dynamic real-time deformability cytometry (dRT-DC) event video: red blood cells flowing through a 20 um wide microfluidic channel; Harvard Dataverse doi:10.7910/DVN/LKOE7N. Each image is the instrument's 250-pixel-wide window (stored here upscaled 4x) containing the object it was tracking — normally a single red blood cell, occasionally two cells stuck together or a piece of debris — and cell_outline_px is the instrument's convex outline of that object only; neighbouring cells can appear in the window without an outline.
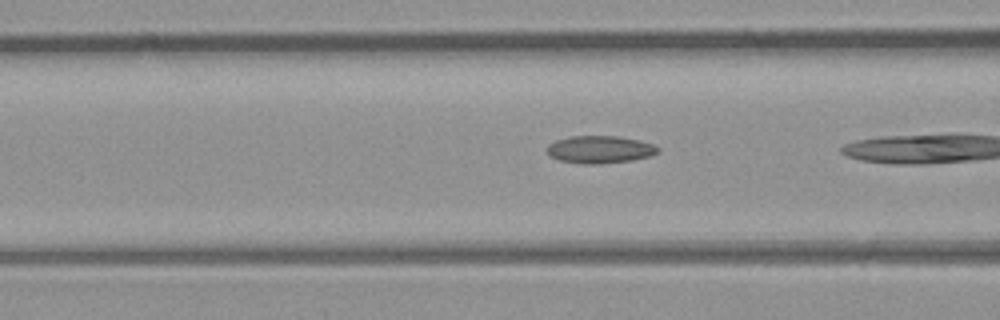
{"species": "common noctule bat (a hibernating species)", "species_latin": "Nyctalus noctula", "temperature_condition": "room temperature", "stored_images_in_passage": 9, "camera_frame_rate_fps": 3000, "um_per_image_px": 0.085, "animal": {"sex": "male", "body_mass_g": 23.1, "forearm_length_mm": 52.7}, "frame": {"image": 1, "passage_image": 8, "time_ms": 2.333, "image_size_px": [1000, 320], "cell_outline_px": [[660, 148], [652, 156], [632, 160], [600, 164], [584, 164], [560, 160], [548, 156], [548, 144], [556, 140], [568, 136], [616, 136], [640, 140], [652, 144]], "centroid_in_image_um": [50.98, 12.7], "position_along_channel_um": 115.6, "area_um2": 17.8}}